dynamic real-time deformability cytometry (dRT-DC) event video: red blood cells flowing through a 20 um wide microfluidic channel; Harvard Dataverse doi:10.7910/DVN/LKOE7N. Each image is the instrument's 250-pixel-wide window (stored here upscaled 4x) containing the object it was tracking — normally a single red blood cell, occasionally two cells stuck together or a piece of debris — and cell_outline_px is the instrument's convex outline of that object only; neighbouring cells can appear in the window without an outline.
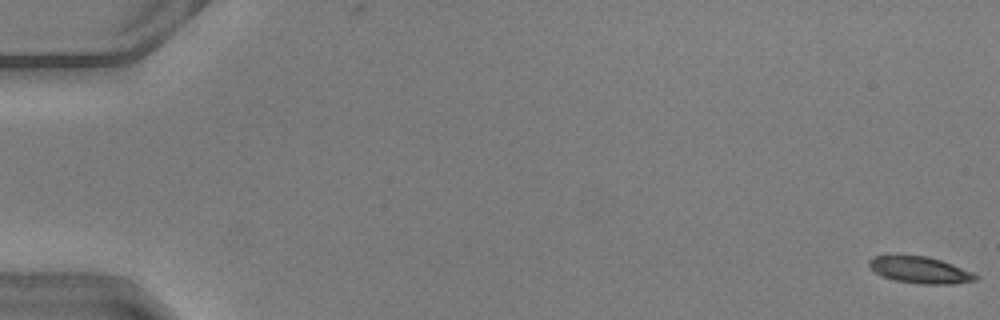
{"species": "common noctule bat (a hibernating species)", "species_latin": "Nyctalus noctula", "temperature_condition": "warm", "stored_images_in_passage": 51, "camera_frame_rate_fps": 3000, "um_per_image_px": 0.085, "animal": {"sex": "male", "body_mass_g": 20.5, "forearm_length_mm": 52.5}, "frame": {"image": 1, "passage_image": 1, "time_ms": 0.0, "image_size_px": [1000, 320], "cell_outline_px": [[980, 276], [976, 280], [956, 284], [920, 284], [896, 280], [880, 276], [868, 264], [868, 260], [872, 256], [928, 256], [952, 264], [972, 272]], "centroid_in_image_um": [78.22, 22.96], "position_along_channel_um": 6.8, "area_um2": 16.42}}
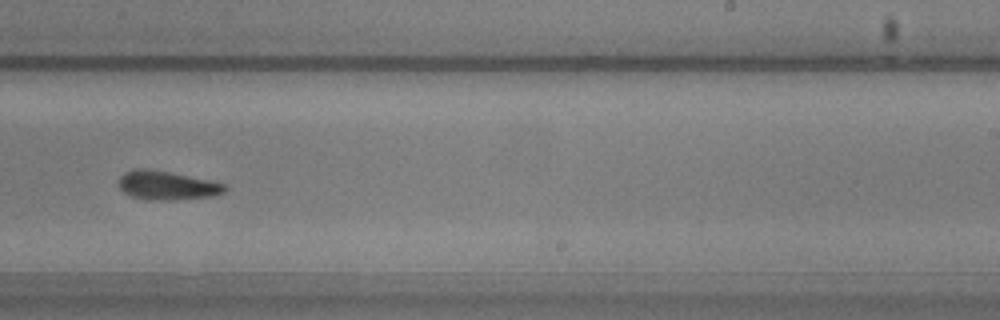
{"frame": {"image": 2, "passage_image": 33, "time_ms": 10.667, "image_size_px": [1000, 320], "cell_outline_px": [[228, 188], [224, 192], [212, 196], [172, 200], [148, 200], [132, 196], [124, 192], [120, 188], [120, 176], [124, 172], [132, 168], [144, 168], [168, 172], [228, 184]], "centroid_in_image_um": [14.2, 15.76], "position_along_channel_um": 274.8, "area_um2": 17.74}}
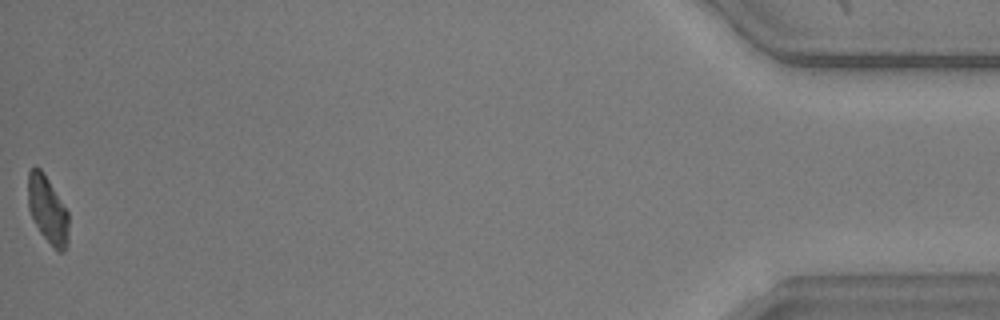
{"frame": {"image": 3, "passage_image": 51, "time_ms": 16.667, "image_size_px": [1000, 320], "cell_outline_px": [[68, 244], [64, 252], [56, 252], [52, 248], [40, 232], [28, 208], [28, 172], [32, 168], [40, 168], [48, 180], [68, 212]], "centroid_in_image_um": [4.06, 17.9], "position_along_channel_um": 431.1, "area_um2": 15.84}, "authors_computed_cell_mechanics": {"area_um2": 17.629, "velocity_mm_per_s": 4.1124, "shape_relaxation_time_tau1_ms": 4.4439, "shape_relaxation_time_tau2_ms": 4.4577, "deformation_change_tau1": 0.1647, "deformation_change_tau2": 0.0994}}